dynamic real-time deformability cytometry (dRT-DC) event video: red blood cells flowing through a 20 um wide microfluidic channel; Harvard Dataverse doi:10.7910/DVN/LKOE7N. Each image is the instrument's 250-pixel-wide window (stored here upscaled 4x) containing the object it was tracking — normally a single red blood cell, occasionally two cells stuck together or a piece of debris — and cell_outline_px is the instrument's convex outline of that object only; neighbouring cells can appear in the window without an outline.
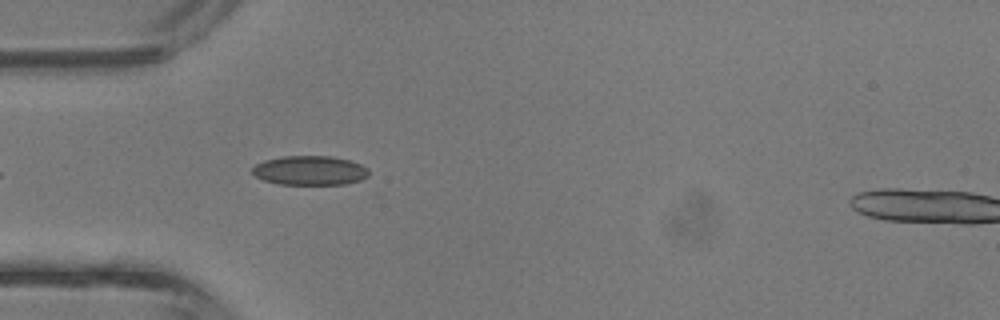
{"species": "common noctule bat (a hibernating species)", "species_latin": "Nyctalus noctula", "temperature_condition": "room temperature", "stored_images_in_passage": 6, "camera_frame_rate_fps": 3000, "um_per_image_px": 0.085, "animal": {"sex": "male", "body_mass_g": 13.3}, "frame": {"image": 1, "passage_image": 1, "time_ms": 0.0, "image_size_px": [1000, 320], "cell_outline_px": [[368, 176], [360, 180], [344, 184], [280, 184], [264, 180], [256, 176], [252, 172], [252, 168], [256, 164], [264, 160], [280, 156], [332, 156], [348, 160], [360, 164], [368, 168]], "centroid_in_image_um": [26.33, 14.48], "position_along_channel_um": 58.7, "area_um2": 19.83}}
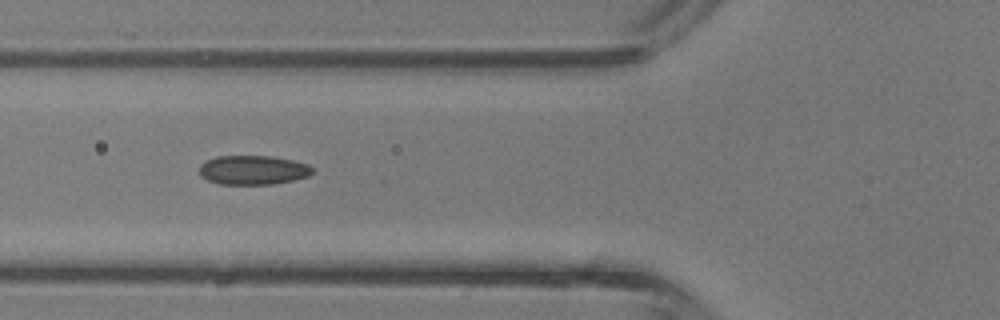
{"frame": {"image": 2, "passage_image": 4, "time_ms": 1.0, "image_size_px": [1000, 320], "cell_outline_px": [[312, 172], [308, 176], [292, 180], [272, 184], [220, 184], [208, 180], [200, 176], [200, 164], [216, 156], [272, 156], [292, 160], [308, 164], [312, 168]], "centroid_in_image_um": [21.49, 14.45], "position_along_channel_um": 104.3, "area_um2": 19.13}}